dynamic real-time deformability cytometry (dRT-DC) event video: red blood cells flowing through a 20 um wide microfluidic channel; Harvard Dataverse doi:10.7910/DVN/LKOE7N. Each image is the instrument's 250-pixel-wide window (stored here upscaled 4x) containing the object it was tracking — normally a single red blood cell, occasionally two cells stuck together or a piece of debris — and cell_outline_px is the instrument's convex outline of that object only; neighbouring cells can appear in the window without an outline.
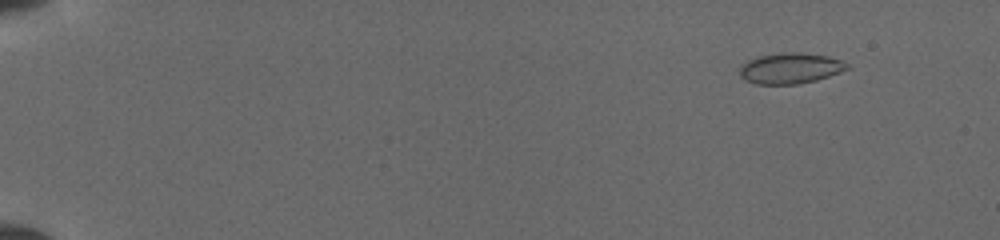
{"species": "common noctule bat (a hibernating species)", "species_latin": "Nyctalus noctula", "temperature_condition": "cold", "stored_images_in_passage": 9, "camera_frame_rate_fps": 3000, "um_per_image_px": 0.085, "animal": {"sex": "female", "body_mass_g": 19.5, "forearm_length_mm": 54.1}, "frame": {"image": 1, "passage_image": 2, "time_ms": 1.0, "image_size_px": [1000, 240], "cell_outline_px": [[852, 68], [816, 80], [800, 84], [756, 84], [744, 80], [740, 76], [740, 68], [748, 60], [756, 56], [784, 52], [800, 52], [828, 56], [840, 60], [848, 64]], "centroid_in_image_um": [67.18, 5.8], "position_along_channel_um": 17.8, "area_um2": 19.36}}
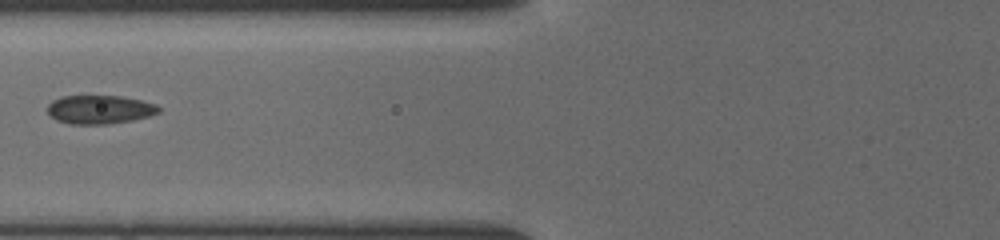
{"frame": {"image": 2, "passage_image": 8, "time_ms": 7.0, "image_size_px": [1000, 240], "cell_outline_px": [[160, 112], [148, 116], [132, 120], [108, 124], [68, 124], [56, 120], [48, 112], [48, 104], [52, 100], [64, 96], [124, 96], [156, 104], [160, 108]], "centroid_in_image_um": [8.47, 9.31], "position_along_channel_um": 117.3, "area_um2": 18.55}}
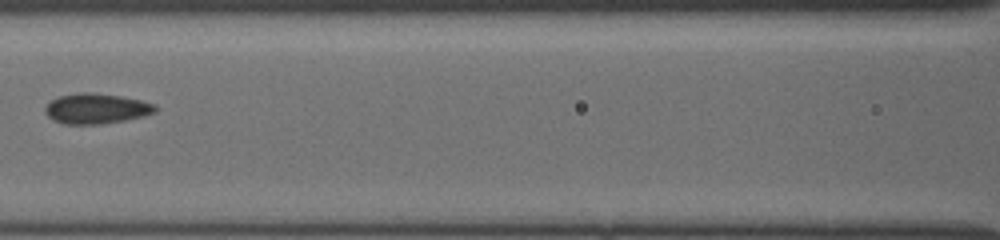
{"frame": {"image": 3, "passage_image": 9, "time_ms": 8.0, "image_size_px": [1000, 240], "cell_outline_px": [[156, 112], [140, 116], [120, 120], [96, 124], [64, 124], [48, 116], [44, 108], [52, 100], [60, 96], [76, 92], [92, 92], [120, 96], [140, 100], [156, 104]], "centroid_in_image_um": [8.17, 9.21], "position_along_channel_um": 158.4, "area_um2": 19.02}}